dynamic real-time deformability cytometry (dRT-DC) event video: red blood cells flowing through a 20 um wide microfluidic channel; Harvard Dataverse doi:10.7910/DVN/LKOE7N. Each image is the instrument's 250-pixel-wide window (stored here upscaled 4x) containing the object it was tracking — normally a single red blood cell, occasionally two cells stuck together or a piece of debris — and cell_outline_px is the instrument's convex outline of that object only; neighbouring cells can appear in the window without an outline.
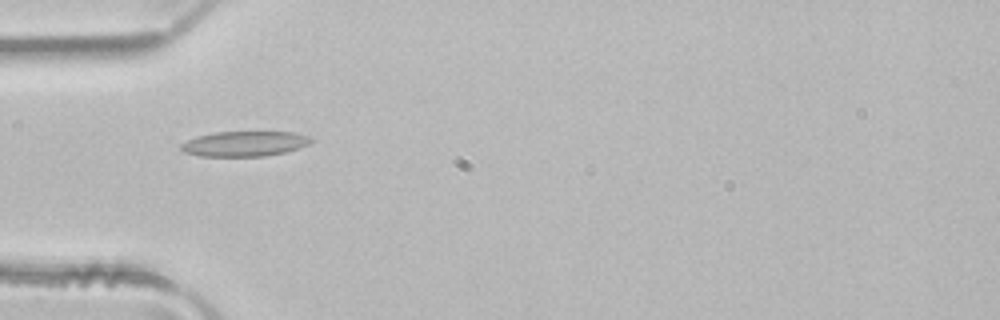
{"species": "common noctule bat (a hibernating species)", "species_latin": "Nyctalus noctula", "temperature_condition": "room temperature", "stored_images_in_passage": 5, "camera_frame_rate_fps": 3000, "um_per_image_px": 0.085, "animal": {"sex": "male", "body_mass_g": 21.5, "forearm_length_mm": 52.0}, "frame": {"image": 1, "passage_image": 4, "time_ms": 1.0, "image_size_px": [1000, 320], "cell_outline_px": [[316, 140], [300, 148], [284, 152], [264, 156], [200, 156], [184, 152], [180, 148], [180, 144], [196, 136], [216, 132], [296, 132], [312, 136]], "centroid_in_image_um": [20.84, 12.21], "position_along_channel_um": 64.2, "area_um2": 19.19}}
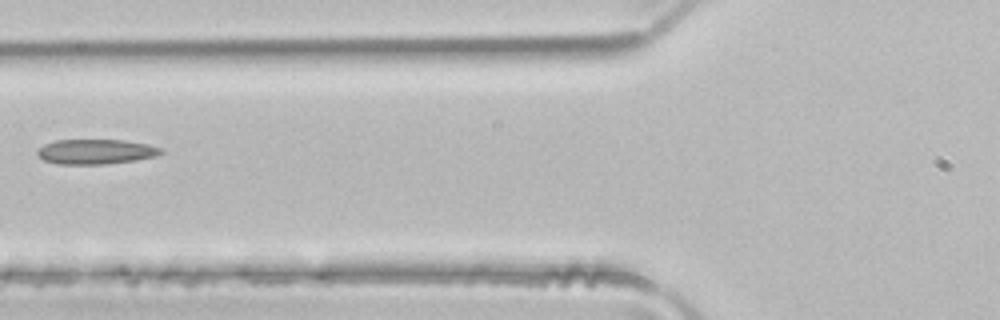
{"frame": {"image": 2, "passage_image": 5, "time_ms": 1.333, "image_size_px": [1000, 320], "cell_outline_px": [[164, 152], [156, 156], [136, 160], [108, 164], [56, 164], [44, 160], [36, 152], [44, 144], [56, 140], [124, 140], [148, 144], [160, 148]], "centroid_in_image_um": [8.16, 12.89], "position_along_channel_um": 117.6, "area_um2": 17.92}}